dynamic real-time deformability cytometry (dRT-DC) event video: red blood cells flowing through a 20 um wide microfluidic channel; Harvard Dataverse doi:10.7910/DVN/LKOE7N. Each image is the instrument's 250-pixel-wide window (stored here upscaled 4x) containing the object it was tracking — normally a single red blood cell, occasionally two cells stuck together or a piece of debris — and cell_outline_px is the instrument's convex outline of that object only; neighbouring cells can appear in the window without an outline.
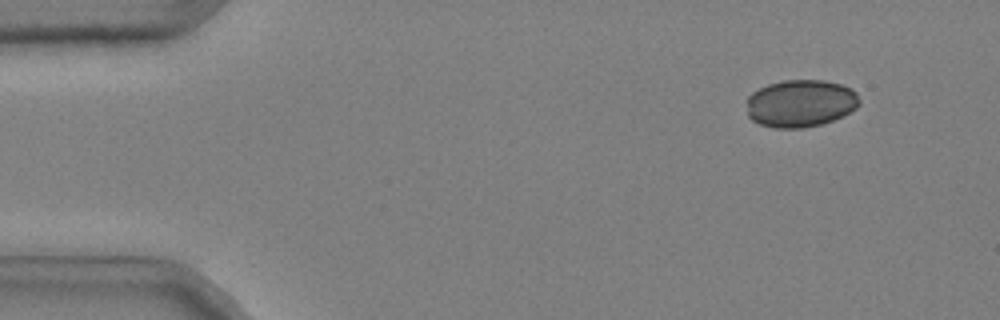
{"species": "common noctule bat (a hibernating species)", "species_latin": "Nyctalus noctula", "temperature_condition": "cold", "stored_images_in_passage": 47, "camera_frame_rate_fps": 3000, "um_per_image_px": 0.085, "animal": {"sex": "male", "body_mass_g": 20.4}, "frame": {"image": 1, "passage_image": 5, "time_ms": 1.333, "image_size_px": [1000, 320], "cell_outline_px": [[860, 104], [856, 108], [844, 116], [820, 124], [800, 128], [776, 128], [760, 124], [752, 120], [748, 116], [748, 96], [752, 92], [768, 84], [784, 80], [824, 80], [840, 84], [852, 88], [856, 92], [860, 100]], "centroid_in_image_um": [68.07, 8.78], "position_along_channel_um": 16.9, "area_um2": 31.21}}
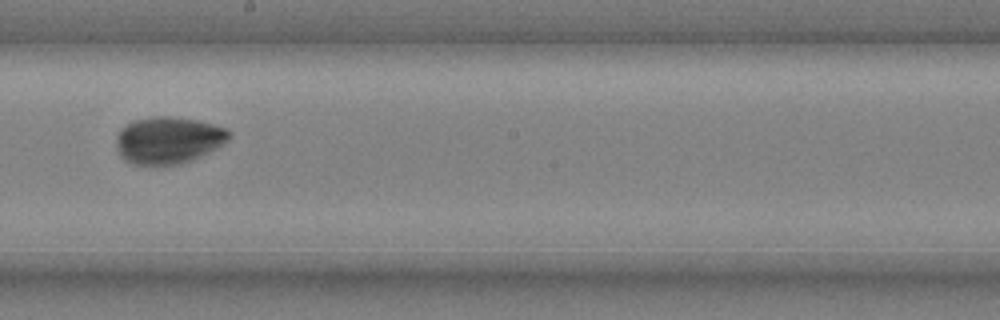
{"frame": {"image": 2, "passage_image": 30, "time_ms": 9.667, "image_size_px": [1000, 320], "cell_outline_px": [[232, 136], [224, 144], [192, 160], [180, 164], [156, 168], [132, 164], [124, 160], [120, 156], [116, 140], [116, 136], [120, 128], [136, 120], [152, 116], [168, 116], [196, 120], [228, 128], [232, 132]], "centroid_in_image_um": [14.31, 11.95], "position_along_channel_um": 233.9, "area_um2": 31.56}}
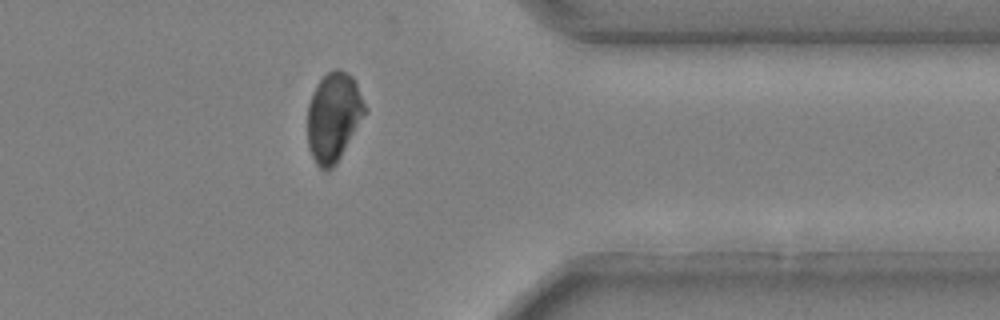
{"frame": {"image": 3, "passage_image": 43, "time_ms": 14.0, "image_size_px": [1000, 320], "cell_outline_px": [[368, 108], [336, 164], [328, 172], [324, 172], [316, 164], [308, 148], [308, 104], [316, 84], [332, 68], [340, 68], [352, 76]], "centroid_in_image_um": [28.35, 9.94], "position_along_channel_um": 383.1, "area_um2": 29.82}}